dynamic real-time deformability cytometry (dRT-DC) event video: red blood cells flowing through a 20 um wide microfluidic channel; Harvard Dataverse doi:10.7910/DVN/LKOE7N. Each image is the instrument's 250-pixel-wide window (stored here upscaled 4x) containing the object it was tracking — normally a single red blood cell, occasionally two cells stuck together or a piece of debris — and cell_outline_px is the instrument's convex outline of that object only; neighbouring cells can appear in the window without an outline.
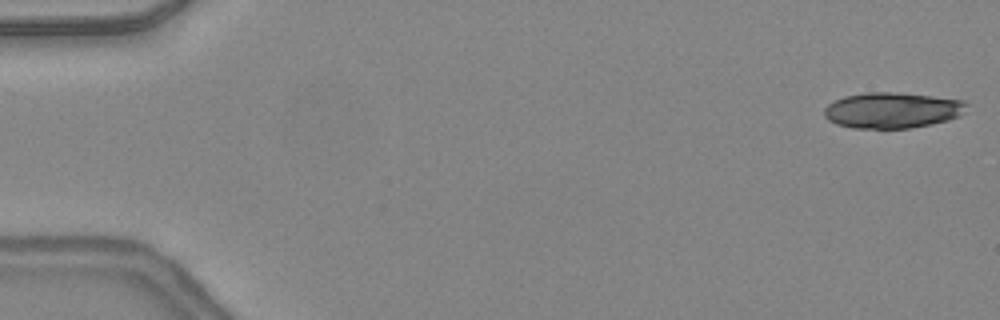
{"species": "common noctule bat (a hibernating species)", "species_latin": "Nyctalus noctula", "temperature_condition": "warm", "stored_images_in_passage": 16, "camera_frame_rate_fps": 3000, "um_per_image_px": 0.085, "animal": {"sex": "female", "body_mass_g": 24.6, "forearm_length_mm": 56.2}, "frame": {"image": 1, "passage_image": 1, "time_ms": 0.0, "image_size_px": [1000, 320], "cell_outline_px": [[968, 104], [960, 116], [948, 120], [932, 124], [908, 128], [852, 128], [836, 124], [828, 120], [824, 116], [824, 108], [828, 104], [844, 96], [868, 92], [888, 92], [932, 96], [964, 100]], "centroid_in_image_um": [75.83, 9.38], "position_along_channel_um": 9.2, "area_um2": 29.65}}